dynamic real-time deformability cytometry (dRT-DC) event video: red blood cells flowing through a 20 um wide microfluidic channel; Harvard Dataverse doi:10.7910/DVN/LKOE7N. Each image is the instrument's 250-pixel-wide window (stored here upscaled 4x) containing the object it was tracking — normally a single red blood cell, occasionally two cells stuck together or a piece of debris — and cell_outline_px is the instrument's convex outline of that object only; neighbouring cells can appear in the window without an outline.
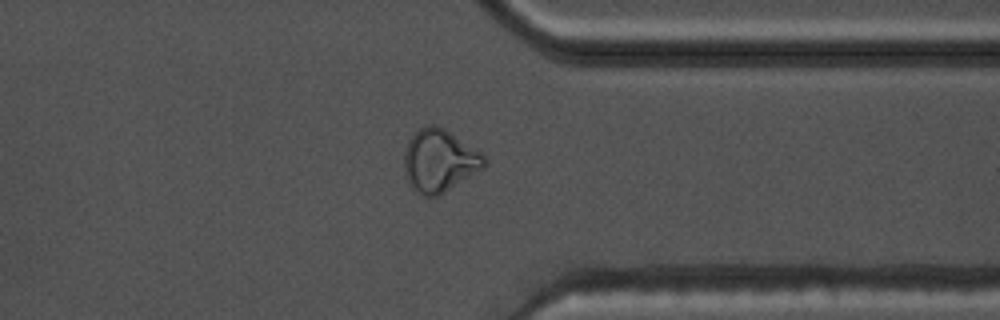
{"species": "common noctule bat (a hibernating species)", "species_latin": "Nyctalus noctula", "temperature_condition": "warm", "stored_images_in_passage": 42, "camera_frame_rate_fps": 3000, "um_per_image_px": 0.085, "animal": {"sex": "male", "body_mass_g": 17.5, "forearm_length_mm": 52.3}, "frame": {"image": 1, "passage_image": 30, "time_ms": 9.667, "image_size_px": [1000, 320], "cell_outline_px": [[488, 164], [484, 168], [440, 196], [424, 196], [408, 180], [404, 172], [404, 152], [408, 140], [420, 128], [428, 124], [436, 124], [444, 128], [480, 152], [484, 156]], "centroid_in_image_um": [37.37, 13.65], "position_along_channel_um": 374.0, "area_um2": 29.07}}
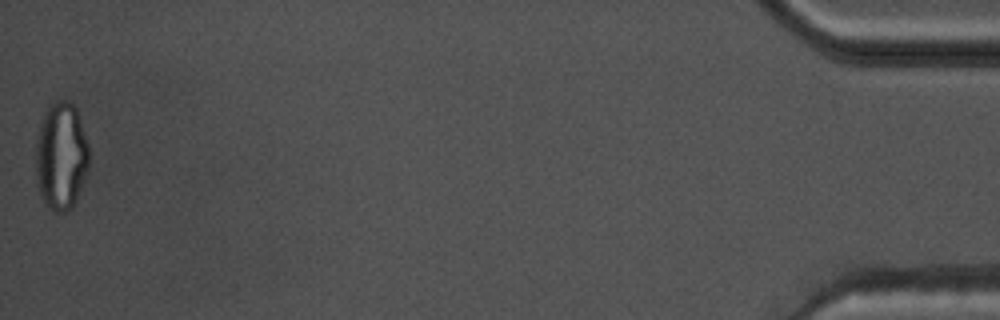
{"frame": {"image": 2, "passage_image": 42, "time_ms": 13.667, "image_size_px": [1000, 320], "cell_outline_px": [[88, 168], [72, 208], [64, 212], [56, 212], [48, 208], [40, 196], [36, 172], [36, 136], [44, 112], [56, 100], [68, 100], [76, 108], [88, 144]], "centroid_in_image_um": [5.17, 13.26], "position_along_channel_um": 430.0, "area_um2": 33.29}, "authors_computed_cell_mechanics": {"area_um2": 22.831, "velocity_mm_per_s": 3.7252, "shape_relaxation_time_tau1_ms": null, "shape_relaxation_time_tau2_ms": 1.723, "deformation_change_tau1": null, "deformation_change_tau2": 0.0809}}